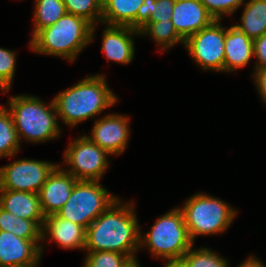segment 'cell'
<instances>
[{"label":"cell","instance_id":"35","mask_svg":"<svg viewBox=\"0 0 266 267\" xmlns=\"http://www.w3.org/2000/svg\"><path fill=\"white\" fill-rule=\"evenodd\" d=\"M163 267H188L187 264L182 260H166Z\"/></svg>","mask_w":266,"mask_h":267},{"label":"cell","instance_id":"26","mask_svg":"<svg viewBox=\"0 0 266 267\" xmlns=\"http://www.w3.org/2000/svg\"><path fill=\"white\" fill-rule=\"evenodd\" d=\"M66 11L88 21L92 26L102 24L101 0H62Z\"/></svg>","mask_w":266,"mask_h":267},{"label":"cell","instance_id":"23","mask_svg":"<svg viewBox=\"0 0 266 267\" xmlns=\"http://www.w3.org/2000/svg\"><path fill=\"white\" fill-rule=\"evenodd\" d=\"M66 13L62 0H35L31 38L39 30L56 23Z\"/></svg>","mask_w":266,"mask_h":267},{"label":"cell","instance_id":"28","mask_svg":"<svg viewBox=\"0 0 266 267\" xmlns=\"http://www.w3.org/2000/svg\"><path fill=\"white\" fill-rule=\"evenodd\" d=\"M214 20H222L225 16L234 14L245 0H200Z\"/></svg>","mask_w":266,"mask_h":267},{"label":"cell","instance_id":"7","mask_svg":"<svg viewBox=\"0 0 266 267\" xmlns=\"http://www.w3.org/2000/svg\"><path fill=\"white\" fill-rule=\"evenodd\" d=\"M118 198L100 181L78 180L69 199L56 214L87 229Z\"/></svg>","mask_w":266,"mask_h":267},{"label":"cell","instance_id":"17","mask_svg":"<svg viewBox=\"0 0 266 267\" xmlns=\"http://www.w3.org/2000/svg\"><path fill=\"white\" fill-rule=\"evenodd\" d=\"M224 72H234L248 65L254 57L253 40L234 25L225 27Z\"/></svg>","mask_w":266,"mask_h":267},{"label":"cell","instance_id":"33","mask_svg":"<svg viewBox=\"0 0 266 267\" xmlns=\"http://www.w3.org/2000/svg\"><path fill=\"white\" fill-rule=\"evenodd\" d=\"M252 73L251 76L254 78V84L256 85L258 94L262 102L266 104V67L254 69Z\"/></svg>","mask_w":266,"mask_h":267},{"label":"cell","instance_id":"14","mask_svg":"<svg viewBox=\"0 0 266 267\" xmlns=\"http://www.w3.org/2000/svg\"><path fill=\"white\" fill-rule=\"evenodd\" d=\"M171 21L177 34L185 41L191 35L209 26L214 18L200 0H176Z\"/></svg>","mask_w":266,"mask_h":267},{"label":"cell","instance_id":"30","mask_svg":"<svg viewBox=\"0 0 266 267\" xmlns=\"http://www.w3.org/2000/svg\"><path fill=\"white\" fill-rule=\"evenodd\" d=\"M176 0H156L151 8L149 22L170 21Z\"/></svg>","mask_w":266,"mask_h":267},{"label":"cell","instance_id":"39","mask_svg":"<svg viewBox=\"0 0 266 267\" xmlns=\"http://www.w3.org/2000/svg\"><path fill=\"white\" fill-rule=\"evenodd\" d=\"M107 0H101V2H102V5L106 2Z\"/></svg>","mask_w":266,"mask_h":267},{"label":"cell","instance_id":"11","mask_svg":"<svg viewBox=\"0 0 266 267\" xmlns=\"http://www.w3.org/2000/svg\"><path fill=\"white\" fill-rule=\"evenodd\" d=\"M129 124L130 117L125 114H105L100 119H95L90 135L85 136L111 156H118L129 144Z\"/></svg>","mask_w":266,"mask_h":267},{"label":"cell","instance_id":"27","mask_svg":"<svg viewBox=\"0 0 266 267\" xmlns=\"http://www.w3.org/2000/svg\"><path fill=\"white\" fill-rule=\"evenodd\" d=\"M129 259V256L118 252H87L83 267H122Z\"/></svg>","mask_w":266,"mask_h":267},{"label":"cell","instance_id":"9","mask_svg":"<svg viewBox=\"0 0 266 267\" xmlns=\"http://www.w3.org/2000/svg\"><path fill=\"white\" fill-rule=\"evenodd\" d=\"M225 26L214 20L209 26L191 35L184 47L200 69L224 72Z\"/></svg>","mask_w":266,"mask_h":267},{"label":"cell","instance_id":"2","mask_svg":"<svg viewBox=\"0 0 266 267\" xmlns=\"http://www.w3.org/2000/svg\"><path fill=\"white\" fill-rule=\"evenodd\" d=\"M105 78L103 74L90 75L58 93L53 98L58 119L72 128L113 107L118 97Z\"/></svg>","mask_w":266,"mask_h":267},{"label":"cell","instance_id":"4","mask_svg":"<svg viewBox=\"0 0 266 267\" xmlns=\"http://www.w3.org/2000/svg\"><path fill=\"white\" fill-rule=\"evenodd\" d=\"M11 113L20 143H44L61 135L53 98L48 105L30 94L11 96L6 105Z\"/></svg>","mask_w":266,"mask_h":267},{"label":"cell","instance_id":"36","mask_svg":"<svg viewBox=\"0 0 266 267\" xmlns=\"http://www.w3.org/2000/svg\"><path fill=\"white\" fill-rule=\"evenodd\" d=\"M122 267H141L137 257L130 258Z\"/></svg>","mask_w":266,"mask_h":267},{"label":"cell","instance_id":"21","mask_svg":"<svg viewBox=\"0 0 266 267\" xmlns=\"http://www.w3.org/2000/svg\"><path fill=\"white\" fill-rule=\"evenodd\" d=\"M0 230L32 240L40 248L41 255L43 254L42 228L34 220L20 218L0 207Z\"/></svg>","mask_w":266,"mask_h":267},{"label":"cell","instance_id":"5","mask_svg":"<svg viewBox=\"0 0 266 267\" xmlns=\"http://www.w3.org/2000/svg\"><path fill=\"white\" fill-rule=\"evenodd\" d=\"M140 231L139 250L147 248L154 258L180 260L195 246L184 222L182 211L175 207L161 215L148 232Z\"/></svg>","mask_w":266,"mask_h":267},{"label":"cell","instance_id":"1","mask_svg":"<svg viewBox=\"0 0 266 267\" xmlns=\"http://www.w3.org/2000/svg\"><path fill=\"white\" fill-rule=\"evenodd\" d=\"M135 205L115 200L86 229V252L112 251L130 258L139 252L140 231Z\"/></svg>","mask_w":266,"mask_h":267},{"label":"cell","instance_id":"31","mask_svg":"<svg viewBox=\"0 0 266 267\" xmlns=\"http://www.w3.org/2000/svg\"><path fill=\"white\" fill-rule=\"evenodd\" d=\"M255 68L260 69L266 67V33L253 40Z\"/></svg>","mask_w":266,"mask_h":267},{"label":"cell","instance_id":"32","mask_svg":"<svg viewBox=\"0 0 266 267\" xmlns=\"http://www.w3.org/2000/svg\"><path fill=\"white\" fill-rule=\"evenodd\" d=\"M156 0H144V3L139 8L137 16L135 17V29L140 30L143 28L149 21L151 17V8L154 5Z\"/></svg>","mask_w":266,"mask_h":267},{"label":"cell","instance_id":"29","mask_svg":"<svg viewBox=\"0 0 266 267\" xmlns=\"http://www.w3.org/2000/svg\"><path fill=\"white\" fill-rule=\"evenodd\" d=\"M17 53L0 47V82L5 83L10 89L16 72Z\"/></svg>","mask_w":266,"mask_h":267},{"label":"cell","instance_id":"15","mask_svg":"<svg viewBox=\"0 0 266 267\" xmlns=\"http://www.w3.org/2000/svg\"><path fill=\"white\" fill-rule=\"evenodd\" d=\"M40 248L32 241L0 230V267H23L41 259Z\"/></svg>","mask_w":266,"mask_h":267},{"label":"cell","instance_id":"20","mask_svg":"<svg viewBox=\"0 0 266 267\" xmlns=\"http://www.w3.org/2000/svg\"><path fill=\"white\" fill-rule=\"evenodd\" d=\"M243 6L241 23L234 26L254 40L266 33V0H249Z\"/></svg>","mask_w":266,"mask_h":267},{"label":"cell","instance_id":"6","mask_svg":"<svg viewBox=\"0 0 266 267\" xmlns=\"http://www.w3.org/2000/svg\"><path fill=\"white\" fill-rule=\"evenodd\" d=\"M179 209L193 242L201 235L223 234L238 214L226 201L200 192L190 196Z\"/></svg>","mask_w":266,"mask_h":267},{"label":"cell","instance_id":"24","mask_svg":"<svg viewBox=\"0 0 266 267\" xmlns=\"http://www.w3.org/2000/svg\"><path fill=\"white\" fill-rule=\"evenodd\" d=\"M21 143L11 113L7 110L0 112V158H12L20 151Z\"/></svg>","mask_w":266,"mask_h":267},{"label":"cell","instance_id":"38","mask_svg":"<svg viewBox=\"0 0 266 267\" xmlns=\"http://www.w3.org/2000/svg\"><path fill=\"white\" fill-rule=\"evenodd\" d=\"M41 260H39L36 264L29 265V266H23V267H39V263Z\"/></svg>","mask_w":266,"mask_h":267},{"label":"cell","instance_id":"25","mask_svg":"<svg viewBox=\"0 0 266 267\" xmlns=\"http://www.w3.org/2000/svg\"><path fill=\"white\" fill-rule=\"evenodd\" d=\"M182 260L188 267H228L229 262L212 249L193 246L184 254Z\"/></svg>","mask_w":266,"mask_h":267},{"label":"cell","instance_id":"13","mask_svg":"<svg viewBox=\"0 0 266 267\" xmlns=\"http://www.w3.org/2000/svg\"><path fill=\"white\" fill-rule=\"evenodd\" d=\"M133 36H140L139 31L129 26L104 24L101 51L106 59L121 65L130 64L135 58Z\"/></svg>","mask_w":266,"mask_h":267},{"label":"cell","instance_id":"19","mask_svg":"<svg viewBox=\"0 0 266 267\" xmlns=\"http://www.w3.org/2000/svg\"><path fill=\"white\" fill-rule=\"evenodd\" d=\"M144 0H107L102 5V24L135 29V17Z\"/></svg>","mask_w":266,"mask_h":267},{"label":"cell","instance_id":"22","mask_svg":"<svg viewBox=\"0 0 266 267\" xmlns=\"http://www.w3.org/2000/svg\"><path fill=\"white\" fill-rule=\"evenodd\" d=\"M140 36H148L160 47V52L167 51L184 40L177 34L172 21L148 22L139 30Z\"/></svg>","mask_w":266,"mask_h":267},{"label":"cell","instance_id":"3","mask_svg":"<svg viewBox=\"0 0 266 267\" xmlns=\"http://www.w3.org/2000/svg\"><path fill=\"white\" fill-rule=\"evenodd\" d=\"M96 27L81 17L66 13L53 25L39 30L31 38L29 49L72 63L93 42Z\"/></svg>","mask_w":266,"mask_h":267},{"label":"cell","instance_id":"8","mask_svg":"<svg viewBox=\"0 0 266 267\" xmlns=\"http://www.w3.org/2000/svg\"><path fill=\"white\" fill-rule=\"evenodd\" d=\"M64 151V170L77 180L100 181L109 167L106 150L101 149L87 136L82 135L70 142Z\"/></svg>","mask_w":266,"mask_h":267},{"label":"cell","instance_id":"34","mask_svg":"<svg viewBox=\"0 0 266 267\" xmlns=\"http://www.w3.org/2000/svg\"><path fill=\"white\" fill-rule=\"evenodd\" d=\"M229 267V266H228ZM237 267H266L262 261H260L256 256L250 255L244 262L239 264Z\"/></svg>","mask_w":266,"mask_h":267},{"label":"cell","instance_id":"37","mask_svg":"<svg viewBox=\"0 0 266 267\" xmlns=\"http://www.w3.org/2000/svg\"><path fill=\"white\" fill-rule=\"evenodd\" d=\"M0 89L5 91L3 94L5 95L7 91L10 90V88L3 82H0ZM6 107L2 106V104L0 105V112H2L3 110H5Z\"/></svg>","mask_w":266,"mask_h":267},{"label":"cell","instance_id":"12","mask_svg":"<svg viewBox=\"0 0 266 267\" xmlns=\"http://www.w3.org/2000/svg\"><path fill=\"white\" fill-rule=\"evenodd\" d=\"M58 164L47 177L38 195L43 215L56 214L67 202L78 181Z\"/></svg>","mask_w":266,"mask_h":267},{"label":"cell","instance_id":"18","mask_svg":"<svg viewBox=\"0 0 266 267\" xmlns=\"http://www.w3.org/2000/svg\"><path fill=\"white\" fill-rule=\"evenodd\" d=\"M0 207L20 218L34 220L43 227L45 216L37 193L0 190Z\"/></svg>","mask_w":266,"mask_h":267},{"label":"cell","instance_id":"16","mask_svg":"<svg viewBox=\"0 0 266 267\" xmlns=\"http://www.w3.org/2000/svg\"><path fill=\"white\" fill-rule=\"evenodd\" d=\"M47 237V238H46ZM86 229L57 214L46 216L42 227V243L50 238L62 249H80L84 251Z\"/></svg>","mask_w":266,"mask_h":267},{"label":"cell","instance_id":"10","mask_svg":"<svg viewBox=\"0 0 266 267\" xmlns=\"http://www.w3.org/2000/svg\"><path fill=\"white\" fill-rule=\"evenodd\" d=\"M58 164L35 159H19L0 167V190L39 193Z\"/></svg>","mask_w":266,"mask_h":267}]
</instances>
